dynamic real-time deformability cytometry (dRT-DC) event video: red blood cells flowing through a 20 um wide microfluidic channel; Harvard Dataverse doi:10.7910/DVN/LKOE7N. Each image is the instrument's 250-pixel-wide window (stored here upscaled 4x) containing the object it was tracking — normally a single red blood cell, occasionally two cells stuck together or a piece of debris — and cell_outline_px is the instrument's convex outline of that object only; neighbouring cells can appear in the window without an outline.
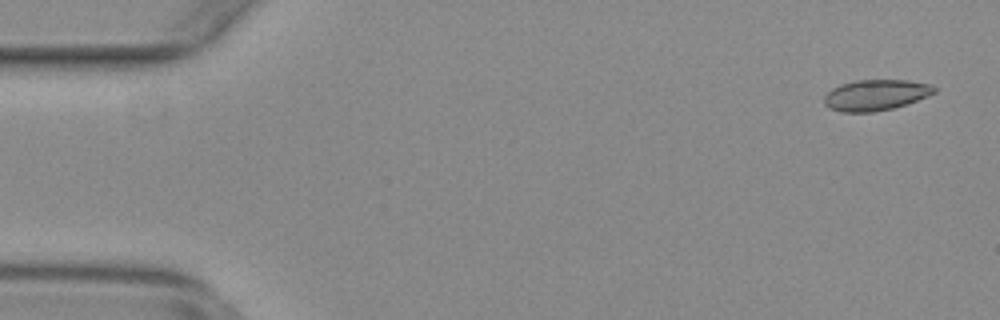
{"species": "common noctule bat (a hibernating species)", "species_latin": "Nyctalus noctula", "temperature_condition": "warm", "stored_images_in_passage": 53, "camera_frame_rate_fps": 3000, "um_per_image_px": 0.085, "animal": {"sex": "female", "body_mass_g": 29.2, "forearm_length_mm": 56.3}, "frame": {"image": 1, "passage_image": 1, "time_ms": 0.0, "image_size_px": [1000, 320], "cell_outline_px": [[936, 92], [928, 96], [892, 108], [872, 112], [840, 112], [824, 104], [824, 96], [832, 88], [840, 84], [856, 80], [908, 80], [932, 84], [936, 88]], "centroid_in_image_um": [74.44, 8.06], "position_along_channel_um": 10.6, "area_um2": 19.71}}
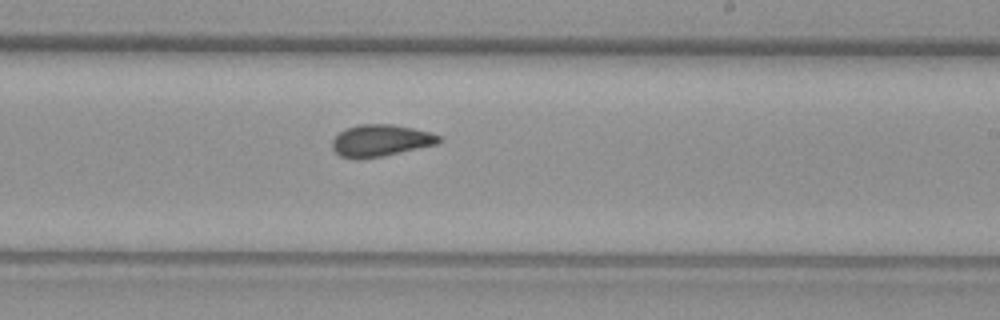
{"frame": {"image": 2, "passage_image": 31, "time_ms": 10.0, "image_size_px": [1000, 320], "cell_outline_px": [[444, 140], [436, 144], [384, 156], [360, 160], [356, 160], [340, 156], [332, 148], [332, 140], [340, 132], [348, 128], [360, 124], [392, 124], [432, 132], [440, 136]], "centroid_in_image_um": [32.36, 11.96], "position_along_channel_um": 256.6, "area_um2": 19.94}}
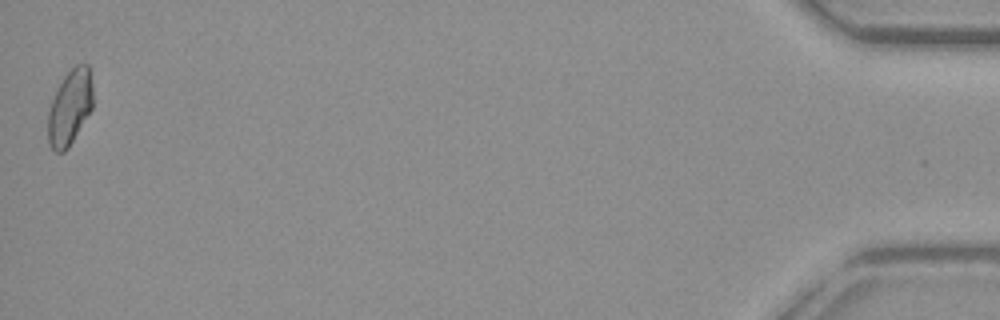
{"frame": {"image": 3, "passage_image": 53, "time_ms": 17.333, "image_size_px": [1000, 320], "cell_outline_px": [[92, 108], [68, 148], [64, 152], [56, 152], [48, 144], [48, 112], [56, 88], [64, 76], [76, 64], [88, 64], [92, 84]], "centroid_in_image_um": [5.92, 9.12], "position_along_channel_um": 429.3, "area_um2": 19.59}, "authors_computed_cell_mechanics": {"area_um2": 19.8254, "velocity_mm_per_s": 3.7612, "shape_relaxation_time_tau1_ms": null, "shape_relaxation_time_tau2_ms": 1.1961, "deformation_change_tau1": null, "deformation_change_tau2": 0.0556}}